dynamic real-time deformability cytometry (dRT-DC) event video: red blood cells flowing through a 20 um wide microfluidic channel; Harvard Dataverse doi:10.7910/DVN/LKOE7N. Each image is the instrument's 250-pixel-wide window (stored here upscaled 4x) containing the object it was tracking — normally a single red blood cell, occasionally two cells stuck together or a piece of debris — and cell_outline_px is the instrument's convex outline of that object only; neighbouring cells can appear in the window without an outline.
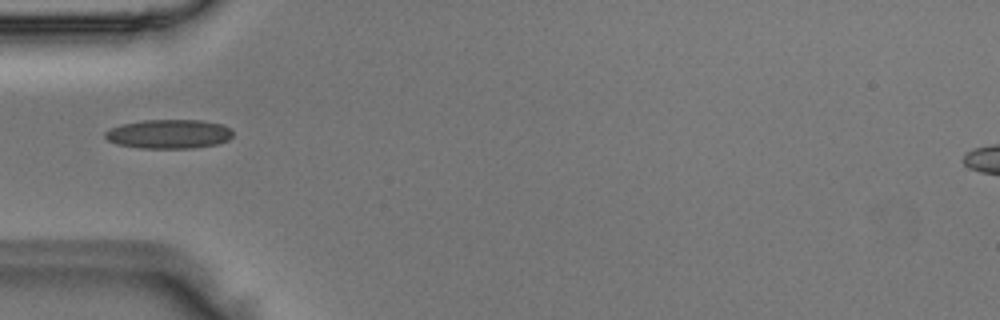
{"species": "Egyptian fruit bat (a non-hibernating species)", "species_latin": "Rousettus aegyptiacus", "temperature_condition": "room temperature", "stored_images_in_passage": 1, "camera_frame_rate_fps": 3000, "um_per_image_px": 0.085, "animal": {"sex": "male"}, "frame": {"image": 1, "passage_image": 1, "time_ms": 0.0, "image_size_px": [1000, 320], "cell_outline_px": [[232, 136], [228, 140], [216, 144], [192, 148], [140, 148], [116, 144], [108, 140], [104, 136], [104, 132], [112, 128], [124, 124], [144, 120], [200, 120], [220, 124], [232, 128]], "centroid_in_image_um": [14.36, 11.39], "position_along_channel_um": 70.6, "area_um2": 21.56}}